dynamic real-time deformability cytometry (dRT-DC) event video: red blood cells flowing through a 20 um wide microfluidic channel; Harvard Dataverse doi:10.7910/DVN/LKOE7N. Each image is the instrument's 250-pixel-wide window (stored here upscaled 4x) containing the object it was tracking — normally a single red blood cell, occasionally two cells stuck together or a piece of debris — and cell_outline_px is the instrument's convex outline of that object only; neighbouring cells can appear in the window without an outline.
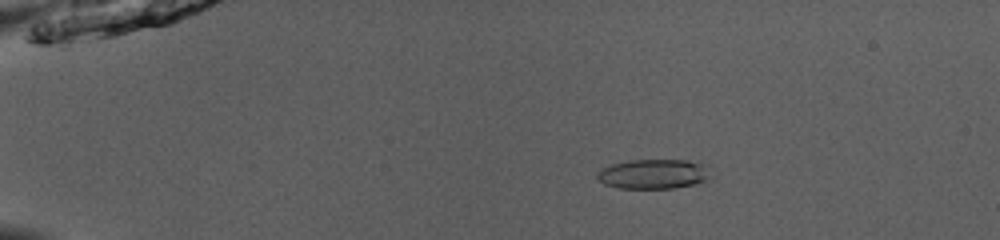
{"species": "common noctule bat (a hibernating species)", "species_latin": "Nyctalus noctula", "temperature_condition": "room temperature", "stored_images_in_passage": 53, "camera_frame_rate_fps": 3000, "um_per_image_px": 0.085, "animal": {"sex": "male", "body_mass_g": 13.0, "forearm_length_mm": 53.1}, "frame": {"image": 1, "passage_image": 11, "time_ms": 3.333, "image_size_px": [1000, 240], "cell_outline_px": [[716, 168], [712, 180], [696, 184], [672, 188], [616, 188], [604, 184], [596, 180], [596, 172], [612, 164], [628, 160], [700, 160]], "centroid_in_image_um": [55.73, 14.78], "position_along_channel_um": 29.3, "area_um2": 20.69}}
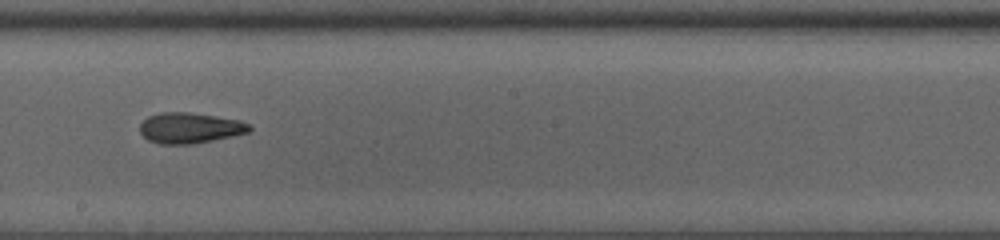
{"frame": {"image": 2, "passage_image": 32, "time_ms": 10.333, "image_size_px": [1000, 240], "cell_outline_px": [[252, 128], [248, 132], [232, 136], [192, 144], [160, 144], [148, 140], [140, 132], [140, 124], [148, 116], [160, 112], [188, 112], [216, 116], [240, 120], [248, 124]], "centroid_in_image_um": [16.12, 10.87], "position_along_channel_um": 232.1, "area_um2": 19.48}}
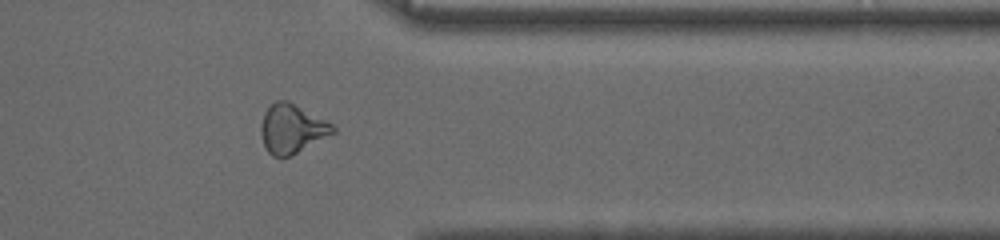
{"frame": {"image": 3, "passage_image": 44, "time_ms": 14.333, "image_size_px": [1000, 240], "cell_outline_px": [[336, 132], [292, 156], [280, 160], [272, 156], [264, 148], [260, 132], [260, 124], [264, 112], [276, 100], [288, 100], [332, 124], [336, 128]], "centroid_in_image_um": [24.78, 10.99], "position_along_channel_um": 386.6, "area_um2": 20.92}, "authors_computed_cell_mechanics": {"area_um2": 19.9988, "velocity_mm_per_s": 3.9554, "shape_relaxation_time_tau1_ms": 4.8552, "shape_relaxation_time_tau2_ms": 2.2845, "deformation_change_tau1": 0.1687, "deformation_change_tau2": 0.1181}}